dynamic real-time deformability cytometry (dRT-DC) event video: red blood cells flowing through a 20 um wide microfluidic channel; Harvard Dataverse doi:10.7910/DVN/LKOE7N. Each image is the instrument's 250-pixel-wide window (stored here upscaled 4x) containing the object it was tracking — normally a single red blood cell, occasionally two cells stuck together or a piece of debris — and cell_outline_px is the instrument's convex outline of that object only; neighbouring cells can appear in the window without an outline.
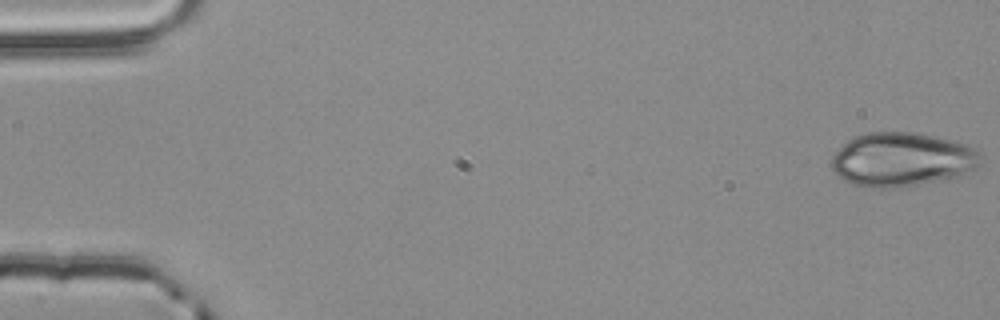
{"species": "common noctule bat (a hibernating species)", "species_latin": "Nyctalus noctula", "temperature_condition": "room temperature", "stored_images_in_passage": 5, "camera_frame_rate_fps": 3000, "um_per_image_px": 0.085, "animal": {"sex": "male", "body_mass_g": 20.4}, "frame": {"image": 1, "passage_image": 1, "time_ms": 0.0, "image_size_px": [1000, 320], "cell_outline_px": [[980, 164], [972, 168], [952, 176], [916, 184], [896, 188], [880, 188], [856, 184], [844, 180], [832, 168], [832, 156], [852, 136], [868, 132], [912, 132], [936, 136], [968, 144], [976, 148], [980, 152]], "centroid_in_image_um": [76.64, 13.52], "position_along_channel_um": 8.4, "area_um2": 46.07}}